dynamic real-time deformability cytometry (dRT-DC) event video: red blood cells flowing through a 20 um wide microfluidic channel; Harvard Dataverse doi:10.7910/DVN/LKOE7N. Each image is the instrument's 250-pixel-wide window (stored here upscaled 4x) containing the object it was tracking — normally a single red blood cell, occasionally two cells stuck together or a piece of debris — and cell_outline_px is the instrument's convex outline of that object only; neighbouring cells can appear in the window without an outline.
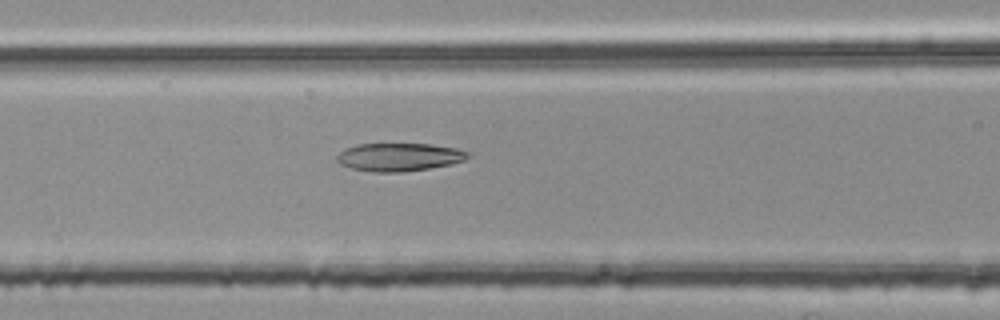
{"species": "common noctule bat (a hibernating species)", "species_latin": "Nyctalus noctula", "temperature_condition": "room temperature", "stored_images_in_passage": 43, "camera_frame_rate_fps": 3000, "um_per_image_px": 0.085, "animal": {"sex": "female", "body_mass_g": 25.1}, "frame": {"image": 1, "passage_image": 12, "time_ms": 3.667, "image_size_px": [1000, 320], "cell_outline_px": [[472, 156], [464, 160], [448, 164], [428, 168], [400, 172], [376, 172], [352, 168], [340, 164], [336, 160], [336, 156], [344, 148], [356, 144], [428, 144], [456, 148], [468, 152]], "centroid_in_image_um": [33.89, 13.34], "position_along_channel_um": 132.7, "area_um2": 21.27}}
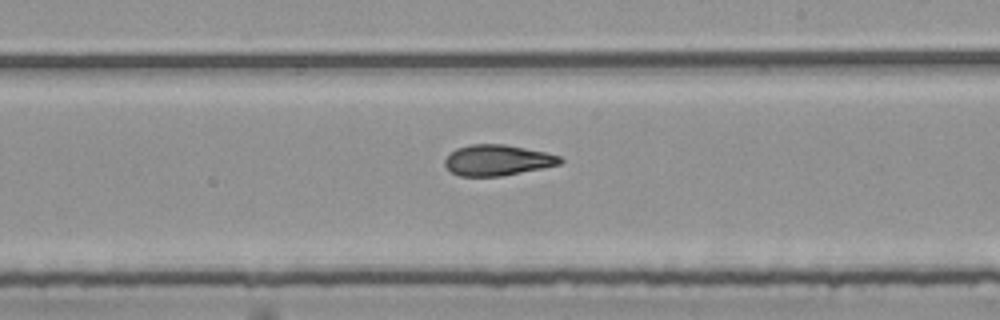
{"frame": {"image": 2, "passage_image": 21, "time_ms": 6.667, "image_size_px": [1000, 320], "cell_outline_px": [[564, 160], [560, 164], [500, 176], [460, 176], [452, 172], [444, 164], [444, 160], [456, 148], [472, 144], [504, 144], [544, 152], [560, 156]], "centroid_in_image_um": [42.26, 13.61], "position_along_channel_um": 246.7, "area_um2": 20.35}}
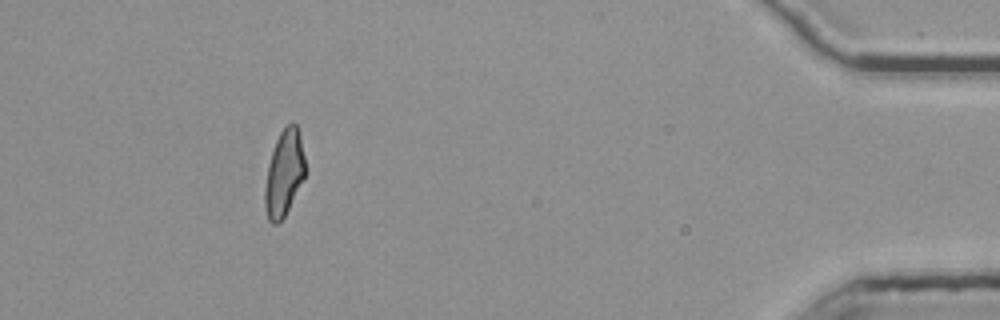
{"frame": {"image": 3, "passage_image": 39, "time_ms": 12.667, "image_size_px": [1000, 320], "cell_outline_px": [[304, 180], [284, 216], [276, 224], [272, 224], [268, 220], [264, 204], [264, 192], [268, 164], [276, 140], [280, 132], [292, 120], [296, 124], [300, 132], [304, 156]], "centroid_in_image_um": [24.15, 14.71], "position_along_channel_um": 411.1, "area_um2": 20.17}, "authors_computed_cell_mechanics": {"area_um2": 20.808, "velocity_mm_per_s": 3.8074, "shape_relaxation_time_tau1_ms": 10.9803, "shape_relaxation_time_tau2_ms": 3.5214, "deformation_change_tau1": 0.2795, "deformation_change_tau2": 0.101}}